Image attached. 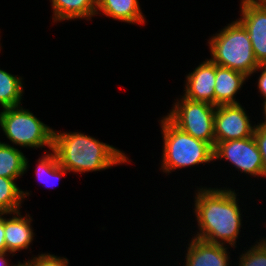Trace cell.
<instances>
[{"mask_svg":"<svg viewBox=\"0 0 266 266\" xmlns=\"http://www.w3.org/2000/svg\"><path fill=\"white\" fill-rule=\"evenodd\" d=\"M198 189L194 213L199 232L194 238L212 244L235 246L242 226L237 194L228 188Z\"/></svg>","mask_w":266,"mask_h":266,"instance_id":"6da1fadb","label":"cell"},{"mask_svg":"<svg viewBox=\"0 0 266 266\" xmlns=\"http://www.w3.org/2000/svg\"><path fill=\"white\" fill-rule=\"evenodd\" d=\"M53 150L59 164L75 173L100 171L130 162L119 149L81 132L53 131Z\"/></svg>","mask_w":266,"mask_h":266,"instance_id":"7a4b0ae2","label":"cell"},{"mask_svg":"<svg viewBox=\"0 0 266 266\" xmlns=\"http://www.w3.org/2000/svg\"><path fill=\"white\" fill-rule=\"evenodd\" d=\"M162 118L160 121L164 141L161 164L163 172L169 174L177 168L214 161V148L209 143L187 134L167 116Z\"/></svg>","mask_w":266,"mask_h":266,"instance_id":"3957f363","label":"cell"},{"mask_svg":"<svg viewBox=\"0 0 266 266\" xmlns=\"http://www.w3.org/2000/svg\"><path fill=\"white\" fill-rule=\"evenodd\" d=\"M211 60L218 66L251 76L259 67L244 26L238 21L221 29L209 39Z\"/></svg>","mask_w":266,"mask_h":266,"instance_id":"277c9868","label":"cell"},{"mask_svg":"<svg viewBox=\"0 0 266 266\" xmlns=\"http://www.w3.org/2000/svg\"><path fill=\"white\" fill-rule=\"evenodd\" d=\"M0 126L5 136L21 147L53 149V129L41 122L22 106L4 108L0 112Z\"/></svg>","mask_w":266,"mask_h":266,"instance_id":"5b68a950","label":"cell"},{"mask_svg":"<svg viewBox=\"0 0 266 266\" xmlns=\"http://www.w3.org/2000/svg\"><path fill=\"white\" fill-rule=\"evenodd\" d=\"M216 106L192 101L182 96L167 117L181 130L194 138L215 146L214 113Z\"/></svg>","mask_w":266,"mask_h":266,"instance_id":"8992f818","label":"cell"},{"mask_svg":"<svg viewBox=\"0 0 266 266\" xmlns=\"http://www.w3.org/2000/svg\"><path fill=\"white\" fill-rule=\"evenodd\" d=\"M214 160L227 159L238 169L251 176H263L262 156L252 137L218 142L213 150Z\"/></svg>","mask_w":266,"mask_h":266,"instance_id":"52a82bcc","label":"cell"},{"mask_svg":"<svg viewBox=\"0 0 266 266\" xmlns=\"http://www.w3.org/2000/svg\"><path fill=\"white\" fill-rule=\"evenodd\" d=\"M251 124L249 116L240 103L216 106L214 113L215 145L218 142L252 137L256 125Z\"/></svg>","mask_w":266,"mask_h":266,"instance_id":"ba28073f","label":"cell"},{"mask_svg":"<svg viewBox=\"0 0 266 266\" xmlns=\"http://www.w3.org/2000/svg\"><path fill=\"white\" fill-rule=\"evenodd\" d=\"M241 18L259 65L266 64V3L263 0H241Z\"/></svg>","mask_w":266,"mask_h":266,"instance_id":"9c48e42d","label":"cell"},{"mask_svg":"<svg viewBox=\"0 0 266 266\" xmlns=\"http://www.w3.org/2000/svg\"><path fill=\"white\" fill-rule=\"evenodd\" d=\"M215 76L216 64L206 59L187 75L183 97L214 105Z\"/></svg>","mask_w":266,"mask_h":266,"instance_id":"30bf717a","label":"cell"},{"mask_svg":"<svg viewBox=\"0 0 266 266\" xmlns=\"http://www.w3.org/2000/svg\"><path fill=\"white\" fill-rule=\"evenodd\" d=\"M192 238L188 245L185 266H229L230 257L226 245Z\"/></svg>","mask_w":266,"mask_h":266,"instance_id":"8fae6325","label":"cell"},{"mask_svg":"<svg viewBox=\"0 0 266 266\" xmlns=\"http://www.w3.org/2000/svg\"><path fill=\"white\" fill-rule=\"evenodd\" d=\"M12 214V218H4L5 244L10 254L28 249L34 239L31 216L27 214L23 217L20 211Z\"/></svg>","mask_w":266,"mask_h":266,"instance_id":"7c38bea8","label":"cell"},{"mask_svg":"<svg viewBox=\"0 0 266 266\" xmlns=\"http://www.w3.org/2000/svg\"><path fill=\"white\" fill-rule=\"evenodd\" d=\"M248 79L243 73L216 64L214 106L239 104L235 95Z\"/></svg>","mask_w":266,"mask_h":266,"instance_id":"4fadbf2b","label":"cell"},{"mask_svg":"<svg viewBox=\"0 0 266 266\" xmlns=\"http://www.w3.org/2000/svg\"><path fill=\"white\" fill-rule=\"evenodd\" d=\"M139 0H97V13L101 11L107 17L132 24H143L145 18L140 9Z\"/></svg>","mask_w":266,"mask_h":266,"instance_id":"5bb4252c","label":"cell"},{"mask_svg":"<svg viewBox=\"0 0 266 266\" xmlns=\"http://www.w3.org/2000/svg\"><path fill=\"white\" fill-rule=\"evenodd\" d=\"M54 22L62 20L86 19L97 15V0H51Z\"/></svg>","mask_w":266,"mask_h":266,"instance_id":"9a60e30c","label":"cell"},{"mask_svg":"<svg viewBox=\"0 0 266 266\" xmlns=\"http://www.w3.org/2000/svg\"><path fill=\"white\" fill-rule=\"evenodd\" d=\"M26 156L14 146L0 142V176L17 179L28 168Z\"/></svg>","mask_w":266,"mask_h":266,"instance_id":"2e32d148","label":"cell"},{"mask_svg":"<svg viewBox=\"0 0 266 266\" xmlns=\"http://www.w3.org/2000/svg\"><path fill=\"white\" fill-rule=\"evenodd\" d=\"M15 180L0 176V214L12 215L20 211L22 200L30 195L17 187Z\"/></svg>","mask_w":266,"mask_h":266,"instance_id":"e0dca14e","label":"cell"},{"mask_svg":"<svg viewBox=\"0 0 266 266\" xmlns=\"http://www.w3.org/2000/svg\"><path fill=\"white\" fill-rule=\"evenodd\" d=\"M23 96L22 77L14 76L0 69V105L11 108L21 105Z\"/></svg>","mask_w":266,"mask_h":266,"instance_id":"ac0fdd59","label":"cell"},{"mask_svg":"<svg viewBox=\"0 0 266 266\" xmlns=\"http://www.w3.org/2000/svg\"><path fill=\"white\" fill-rule=\"evenodd\" d=\"M51 151L52 153H46L42 158L38 159L39 164L35 170L37 179L46 186L49 184L48 187H50V183L52 186H55L54 182L61 180L60 178L68 173L67 170L59 164L55 151L53 149Z\"/></svg>","mask_w":266,"mask_h":266,"instance_id":"d6986e66","label":"cell"},{"mask_svg":"<svg viewBox=\"0 0 266 266\" xmlns=\"http://www.w3.org/2000/svg\"><path fill=\"white\" fill-rule=\"evenodd\" d=\"M239 258V266H266V247L257 242Z\"/></svg>","mask_w":266,"mask_h":266,"instance_id":"ffe728a7","label":"cell"},{"mask_svg":"<svg viewBox=\"0 0 266 266\" xmlns=\"http://www.w3.org/2000/svg\"><path fill=\"white\" fill-rule=\"evenodd\" d=\"M68 259L50 253L40 254L38 257L21 263L22 266H68Z\"/></svg>","mask_w":266,"mask_h":266,"instance_id":"44dd1931","label":"cell"},{"mask_svg":"<svg viewBox=\"0 0 266 266\" xmlns=\"http://www.w3.org/2000/svg\"><path fill=\"white\" fill-rule=\"evenodd\" d=\"M253 138L257 144L263 162V177H266V127L256 125Z\"/></svg>","mask_w":266,"mask_h":266,"instance_id":"7402d4cb","label":"cell"},{"mask_svg":"<svg viewBox=\"0 0 266 266\" xmlns=\"http://www.w3.org/2000/svg\"><path fill=\"white\" fill-rule=\"evenodd\" d=\"M259 70H261L262 72L258 78L257 85L259 88V92L262 94V96L266 100V64L259 65V67L254 71V73Z\"/></svg>","mask_w":266,"mask_h":266,"instance_id":"603a6c76","label":"cell"},{"mask_svg":"<svg viewBox=\"0 0 266 266\" xmlns=\"http://www.w3.org/2000/svg\"><path fill=\"white\" fill-rule=\"evenodd\" d=\"M4 215L0 214V253L7 252L5 244Z\"/></svg>","mask_w":266,"mask_h":266,"instance_id":"cb8c5ba5","label":"cell"},{"mask_svg":"<svg viewBox=\"0 0 266 266\" xmlns=\"http://www.w3.org/2000/svg\"><path fill=\"white\" fill-rule=\"evenodd\" d=\"M6 255L8 256L7 252H3V253H0V266H10V264L8 263V260H6ZM11 266H22L21 265V262L19 261L18 264L16 265H12Z\"/></svg>","mask_w":266,"mask_h":266,"instance_id":"d4e9b609","label":"cell"},{"mask_svg":"<svg viewBox=\"0 0 266 266\" xmlns=\"http://www.w3.org/2000/svg\"><path fill=\"white\" fill-rule=\"evenodd\" d=\"M263 110H264V122L262 121V123H258V124H260V125H262V126H264V127H266V100H264L263 101Z\"/></svg>","mask_w":266,"mask_h":266,"instance_id":"484cf974","label":"cell"},{"mask_svg":"<svg viewBox=\"0 0 266 266\" xmlns=\"http://www.w3.org/2000/svg\"><path fill=\"white\" fill-rule=\"evenodd\" d=\"M258 243L266 247V238L262 239L261 241L259 240Z\"/></svg>","mask_w":266,"mask_h":266,"instance_id":"4316f807","label":"cell"}]
</instances>
